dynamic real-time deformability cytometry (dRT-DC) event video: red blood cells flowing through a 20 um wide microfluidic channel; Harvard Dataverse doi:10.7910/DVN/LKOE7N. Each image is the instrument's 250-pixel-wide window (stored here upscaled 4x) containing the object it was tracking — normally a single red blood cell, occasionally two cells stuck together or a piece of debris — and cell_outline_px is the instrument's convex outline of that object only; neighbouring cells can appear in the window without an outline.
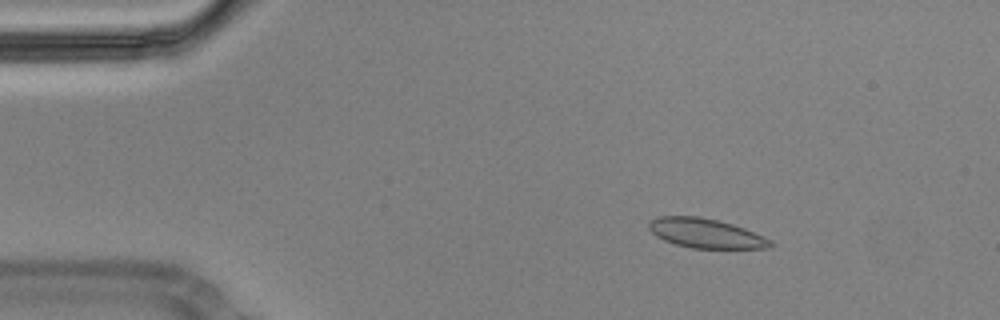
{"species": "Egyptian fruit bat (a non-hibernating species)", "species_latin": "Rousettus aegyptiacus", "temperature_condition": "cold", "stored_images_in_passage": 56, "camera_frame_rate_fps": 3000, "um_per_image_px": 0.085, "animal": {"sex": "male"}, "frame": {"image": 1, "passage_image": 8, "time_ms": 2.333, "image_size_px": [1000, 320], "cell_outline_px": [[776, 244], [772, 248], [692, 248], [676, 244], [664, 240], [656, 236], [648, 228], [648, 224], [652, 220], [660, 216], [700, 216], [732, 224], [744, 228], [772, 240]], "centroid_in_image_um": [60.02, 19.83], "position_along_channel_um": 25.0, "area_um2": 20.81}}
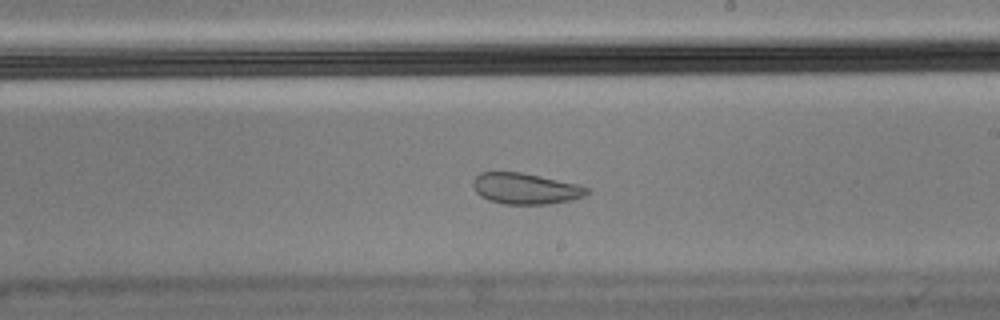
{"frame": {"image": 2, "passage_image": 32, "time_ms": 10.333, "image_size_px": [1000, 320], "cell_outline_px": [[588, 192], [584, 196], [568, 200], [548, 204], [504, 204], [488, 200], [480, 196], [476, 192], [472, 184], [472, 180], [480, 172], [520, 172], [580, 184], [588, 188]], "centroid_in_image_um": [44.63, 16.02], "position_along_channel_um": 244.4, "area_um2": 20.58}}
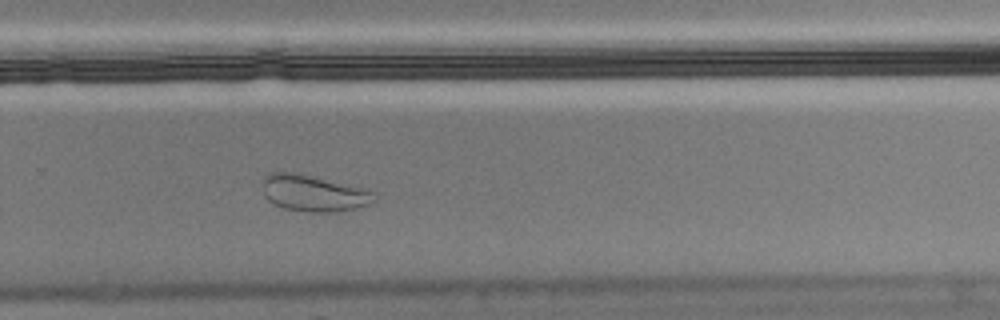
{"frame": {"image": 3, "passage_image": 37, "time_ms": 12.0, "image_size_px": [1000, 320], "cell_outline_px": [[376, 200], [368, 204], [356, 208], [328, 212], [308, 212], [284, 208], [272, 204], [264, 196], [264, 176], [268, 172], [300, 172], [376, 192]], "centroid_in_image_um": [26.63, 16.41], "position_along_channel_um": 303.2, "area_um2": 23.76}}